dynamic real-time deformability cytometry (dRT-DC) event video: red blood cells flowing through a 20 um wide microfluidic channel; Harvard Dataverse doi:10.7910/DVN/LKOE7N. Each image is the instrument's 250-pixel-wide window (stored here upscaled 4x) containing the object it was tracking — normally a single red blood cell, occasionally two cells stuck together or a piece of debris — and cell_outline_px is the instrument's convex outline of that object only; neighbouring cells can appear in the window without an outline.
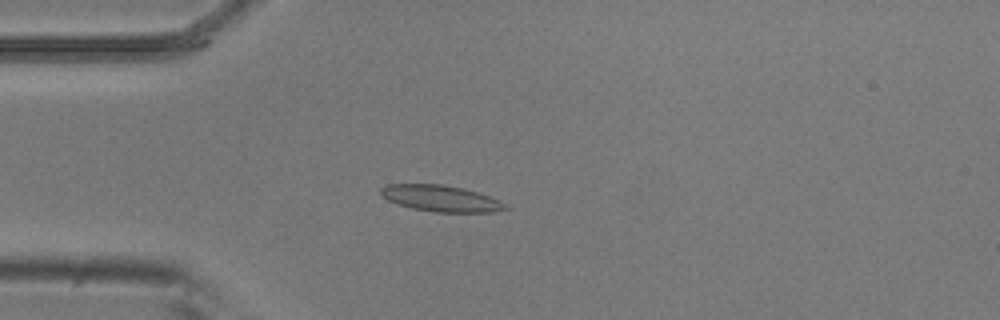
{"species": "common noctule bat (a hibernating species)", "species_latin": "Nyctalus noctula", "temperature_condition": "room temperature", "stored_images_in_passage": 6, "camera_frame_rate_fps": 3000, "um_per_image_px": 0.085, "animal": {"sex": "male", "body_mass_g": 20.5, "forearm_length_mm": 52.5}, "frame": {"image": 1, "passage_image": 4, "time_ms": 1.0, "image_size_px": [1000, 320], "cell_outline_px": [[512, 208], [492, 212], [436, 212], [412, 208], [388, 200], [380, 192], [380, 188], [384, 184], [440, 184], [460, 188], [476, 192], [500, 200]], "centroid_in_image_um": [37.49, 16.87], "position_along_channel_um": 47.5, "area_um2": 18.9}}